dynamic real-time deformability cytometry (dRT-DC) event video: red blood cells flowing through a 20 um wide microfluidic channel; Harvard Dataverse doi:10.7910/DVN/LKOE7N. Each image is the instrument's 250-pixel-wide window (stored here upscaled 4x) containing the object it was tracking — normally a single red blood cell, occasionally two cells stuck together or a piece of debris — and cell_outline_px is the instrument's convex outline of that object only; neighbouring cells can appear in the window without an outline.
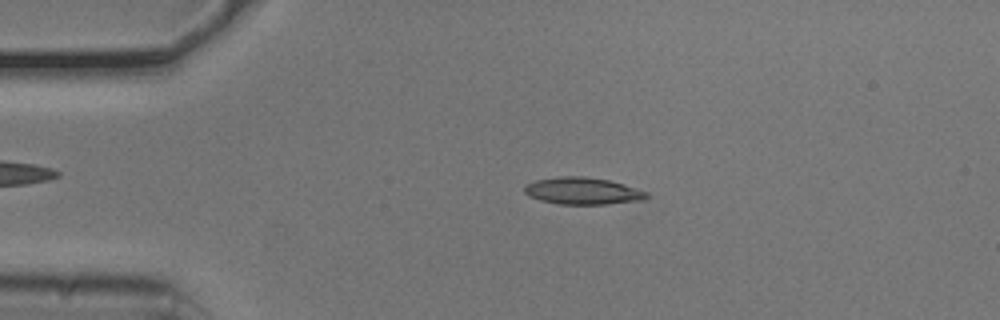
{"species": "common noctule bat (a hibernating species)", "species_latin": "Nyctalus noctula", "temperature_condition": "cold", "stored_images_in_passage": 48, "camera_frame_rate_fps": 3000, "um_per_image_px": 0.085, "animal": {"sex": "male", "body_mass_g": 20.5, "forearm_length_mm": 52.5}, "frame": {"image": 1, "passage_image": 6, "time_ms": 1.667, "image_size_px": [1000, 320], "cell_outline_px": [[648, 196], [644, 200], [604, 204], [560, 204], [540, 200], [528, 196], [524, 192], [524, 184], [536, 180], [560, 176], [584, 176], [608, 180], [624, 184], [648, 192]], "centroid_in_image_um": [49.5, 16.23], "position_along_channel_um": 35.5, "area_um2": 19.25}}
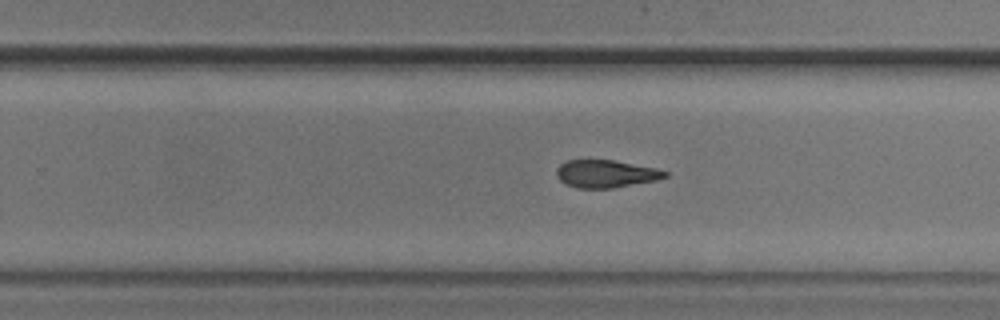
{"frame": {"image": 2, "passage_image": 28, "time_ms": 9.0, "image_size_px": [1000, 320], "cell_outline_px": [[668, 176], [656, 180], [612, 188], [576, 188], [560, 180], [556, 176], [556, 168], [560, 164], [568, 160], [612, 160], [656, 168], [668, 172]], "centroid_in_image_um": [51.48, 14.77], "position_along_channel_um": 278.3, "area_um2": 17.34}}
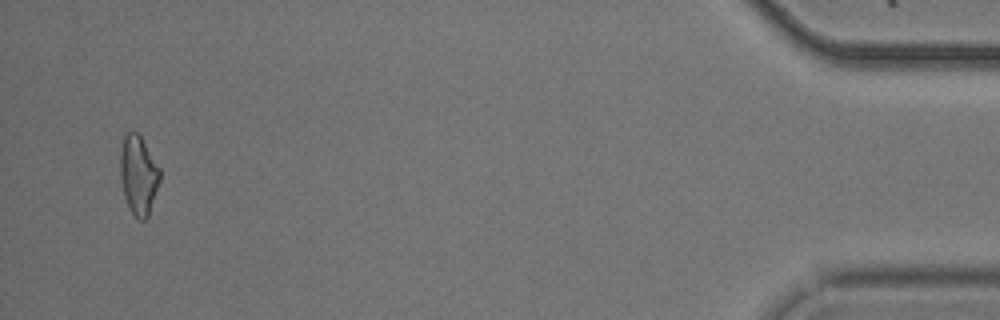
{"frame": {"image": 3, "passage_image": 46, "time_ms": 15.0, "image_size_px": [1000, 320], "cell_outline_px": [[160, 180], [148, 216], [144, 220], [140, 220], [132, 212], [124, 196], [120, 180], [120, 152], [124, 136], [128, 132], [136, 132], [140, 136], [160, 168]], "centroid_in_image_um": [11.76, 14.87], "position_along_channel_um": 423.4, "area_um2": 18.03}, "authors_computed_cell_mechanics": {"area_um2": 18.496, "velocity_mm_per_s": 3.7959, "shape_relaxation_time_tau1_ms": null, "shape_relaxation_time_tau2_ms": 4.9311, "deformation_change_tau1": null, "deformation_change_tau2": 0.1381}}